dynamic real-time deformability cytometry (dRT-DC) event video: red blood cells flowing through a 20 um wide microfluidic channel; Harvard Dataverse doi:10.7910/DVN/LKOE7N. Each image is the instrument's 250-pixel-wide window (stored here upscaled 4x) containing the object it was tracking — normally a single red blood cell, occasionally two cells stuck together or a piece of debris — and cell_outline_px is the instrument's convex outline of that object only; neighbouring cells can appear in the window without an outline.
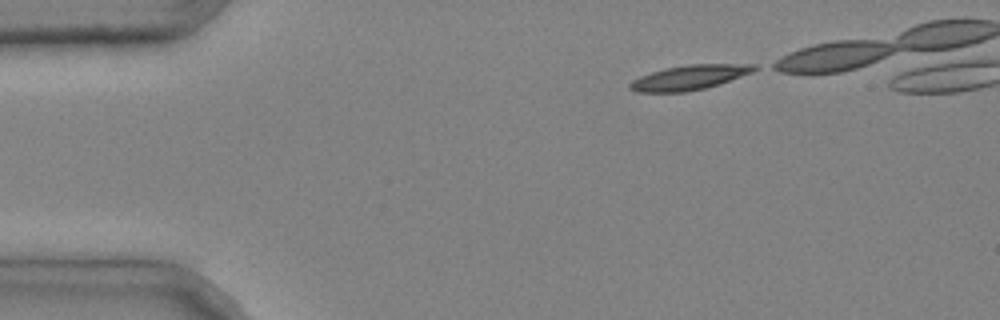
{"species": "common noctule bat (a hibernating species)", "species_latin": "Nyctalus noctula", "temperature_condition": "cold", "stored_images_in_passage": 5, "camera_frame_rate_fps": 3000, "um_per_image_px": 0.085, "animal": {"sex": "male", "body_mass_g": 20.4}, "frame": {"image": 1, "passage_image": 1, "time_ms": 0.0, "image_size_px": [1000, 320], "cell_outline_px": [[760, 68], [752, 72], [704, 88], [688, 92], [636, 92], [628, 88], [628, 84], [632, 80], [640, 76], [664, 68], [692, 64], [756, 64]], "centroid_in_image_um": [58.56, 6.58], "position_along_channel_um": 26.4, "area_um2": 17.74}}
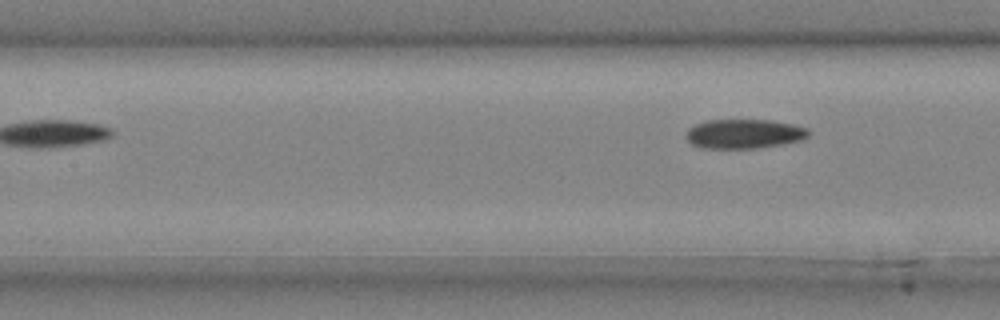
{"frame": {"image": 2, "passage_image": 5, "time_ms": 1.333, "image_size_px": [1000, 320], "cell_outline_px": [[812, 132], [808, 136], [800, 140], [784, 144], [760, 148], [700, 148], [692, 144], [688, 140], [688, 128], [696, 124], [708, 120], [772, 120], [792, 124], [808, 128]], "centroid_in_image_um": [63.3, 11.38], "position_along_channel_um": 144.1, "area_um2": 20.98}}